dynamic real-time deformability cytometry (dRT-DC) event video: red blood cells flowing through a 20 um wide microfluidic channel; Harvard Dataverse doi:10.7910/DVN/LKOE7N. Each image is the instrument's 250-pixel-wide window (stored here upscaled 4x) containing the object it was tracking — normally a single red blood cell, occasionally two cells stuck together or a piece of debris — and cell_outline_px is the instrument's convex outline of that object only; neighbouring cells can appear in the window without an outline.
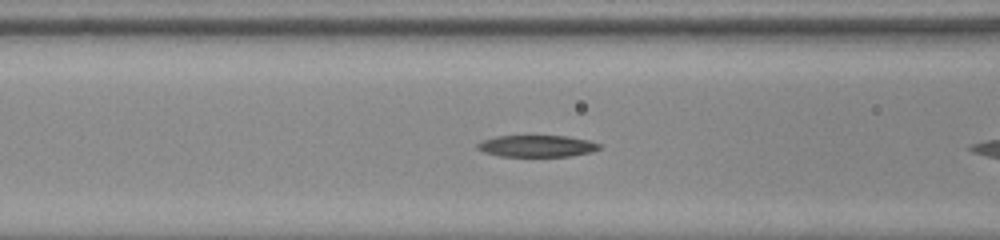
{"species": "common noctule bat (a hibernating species)", "species_latin": "Nyctalus noctula", "temperature_condition": "room temperature", "stored_images_in_passage": 27, "camera_frame_rate_fps": 3000, "um_per_image_px": 0.085, "animal": {"sex": "male", "body_mass_g": 20.0, "forearm_length_mm": 53.3}, "frame": {"image": 1, "passage_image": 6, "time_ms": 1.667, "image_size_px": [1000, 240], "cell_outline_px": [[604, 148], [592, 152], [572, 156], [500, 156], [484, 152], [476, 148], [476, 144], [484, 140], [496, 136], [568, 136], [588, 140], [604, 144]], "centroid_in_image_um": [45.72, 12.41], "position_along_channel_um": 120.9, "area_um2": 15.61}}
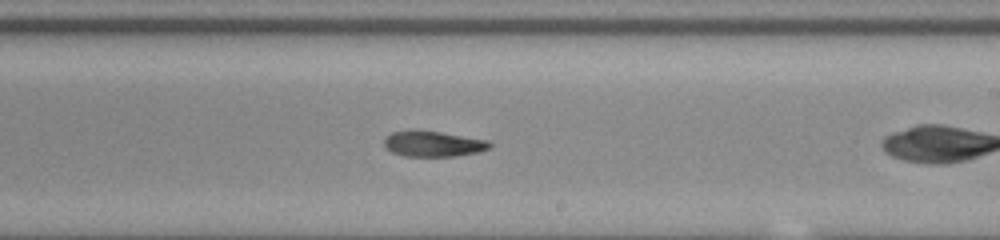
{"frame": {"image": 2, "passage_image": 16, "time_ms": 5.0, "image_size_px": [1000, 240], "cell_outline_px": [[492, 148], [476, 152], [456, 156], [404, 156], [392, 152], [384, 144], [384, 140], [392, 132], [440, 132], [488, 140], [492, 144]], "centroid_in_image_um": [36.89, 12.25], "position_along_channel_um": 252.1, "area_um2": 15.2}}
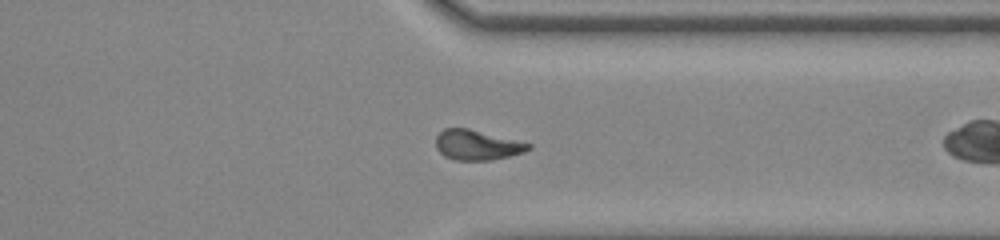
{"frame": {"image": 3, "passage_image": 25, "time_ms": 8.0, "image_size_px": [1000, 240], "cell_outline_px": [[532, 148], [524, 152], [492, 160], [452, 160], [444, 156], [436, 148], [436, 136], [444, 128], [468, 128], [532, 144]], "centroid_in_image_um": [40.53, 12.33], "position_along_channel_um": 370.9, "area_um2": 16.18}}